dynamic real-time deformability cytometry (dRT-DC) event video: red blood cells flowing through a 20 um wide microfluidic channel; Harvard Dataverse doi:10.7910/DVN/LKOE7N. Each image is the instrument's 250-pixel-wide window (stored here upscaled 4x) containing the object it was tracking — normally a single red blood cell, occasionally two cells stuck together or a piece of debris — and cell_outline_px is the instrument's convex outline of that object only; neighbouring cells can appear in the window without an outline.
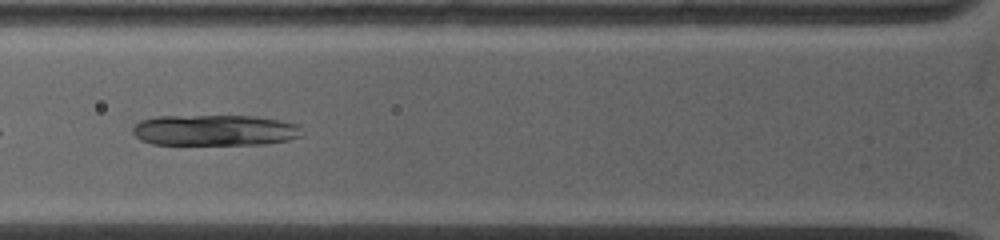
{"species": "common noctule bat (a hibernating species)", "species_latin": "Nyctalus noctula", "temperature_condition": "warm", "stored_images_in_passage": 5, "camera_frame_rate_fps": 5000, "um_per_image_px": 0.085, "animal": {"sex": "female", "body_mass_g": 19.0, "forearm_length_mm": 53.3}, "frame": {"image": 1, "passage_image": 3, "time_ms": 1.6, "image_size_px": [1000, 240], "cell_outline_px": [[304, 136], [288, 140], [264, 144], [152, 144], [140, 140], [132, 132], [132, 128], [140, 120], [156, 116], [256, 116], [280, 120], [300, 124]], "centroid_in_image_um": [18.29, 11.06], "position_along_channel_um": 107.5, "area_um2": 30.81}}